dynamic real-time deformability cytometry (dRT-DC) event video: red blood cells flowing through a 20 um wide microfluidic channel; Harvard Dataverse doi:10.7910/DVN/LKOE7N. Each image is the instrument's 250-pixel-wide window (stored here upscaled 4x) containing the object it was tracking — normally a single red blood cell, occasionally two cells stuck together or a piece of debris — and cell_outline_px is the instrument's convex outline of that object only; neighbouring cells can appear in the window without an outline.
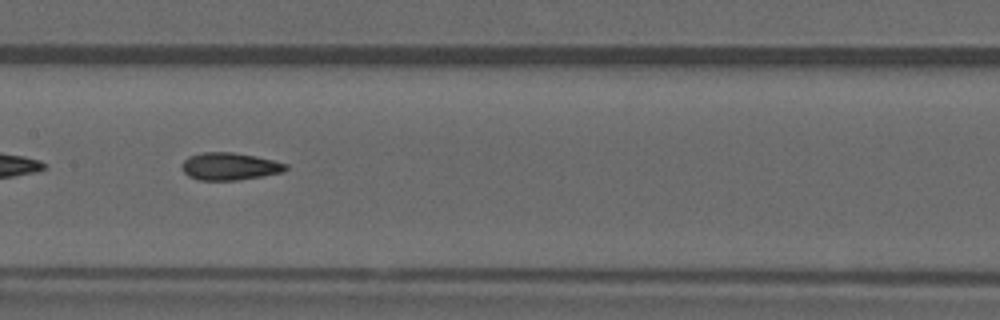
{"species": "common noctule bat (a hibernating species)", "species_latin": "Nyctalus noctula", "temperature_condition": "warm", "stored_images_in_passage": 37, "camera_frame_rate_fps": 3000, "um_per_image_px": 0.085, "animal": {"sex": "male", "forearm_length_mm": 52.5}, "frame": {"image": 1, "passage_image": 11, "time_ms": 3.333, "image_size_px": [1000, 320], "cell_outline_px": [[288, 168], [284, 172], [264, 176], [236, 180], [196, 180], [188, 176], [184, 172], [180, 164], [188, 156], [204, 152], [232, 152], [256, 156], [288, 164]], "centroid_in_image_um": [19.51, 14.14], "position_along_channel_um": 187.9, "area_um2": 16.76}, "authors_computed_cell_mechanics": {"area_um2": 16.2418, "velocity_mm_per_s": 3.9881, "shape_relaxation_time_tau1_ms": null, "shape_relaxation_time_tau2_ms": 2.2847, "deformation_change_tau1": null, "deformation_change_tau2": 0.1056}}